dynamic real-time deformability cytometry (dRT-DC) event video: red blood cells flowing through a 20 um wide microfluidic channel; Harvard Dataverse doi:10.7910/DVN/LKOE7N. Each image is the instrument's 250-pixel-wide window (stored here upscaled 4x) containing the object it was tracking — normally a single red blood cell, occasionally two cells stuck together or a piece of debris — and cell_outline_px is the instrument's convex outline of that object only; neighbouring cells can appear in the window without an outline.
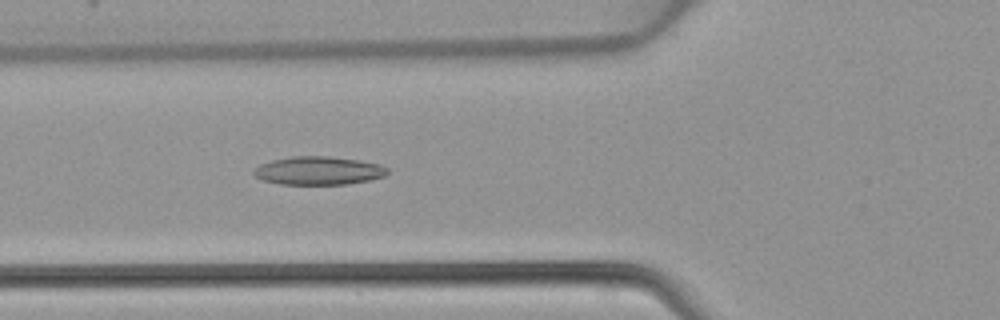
{"species": "common noctule bat (a hibernating species)", "species_latin": "Nyctalus noctula", "temperature_condition": "warm", "stored_images_in_passage": 45, "camera_frame_rate_fps": 3000, "um_per_image_px": 0.085, "animal": {"sex": "female", "body_mass_g": 22.7, "forearm_length_mm": 54.2}, "frame": {"image": 1, "passage_image": 16, "time_ms": 5.0, "image_size_px": [1000, 320], "cell_outline_px": [[388, 172], [384, 176], [368, 180], [348, 184], [280, 184], [264, 180], [256, 176], [252, 172], [260, 164], [272, 160], [292, 156], [328, 156], [360, 160], [380, 164], [388, 168]], "centroid_in_image_um": [27.09, 14.5], "position_along_channel_um": 98.7, "area_um2": 21.96}}
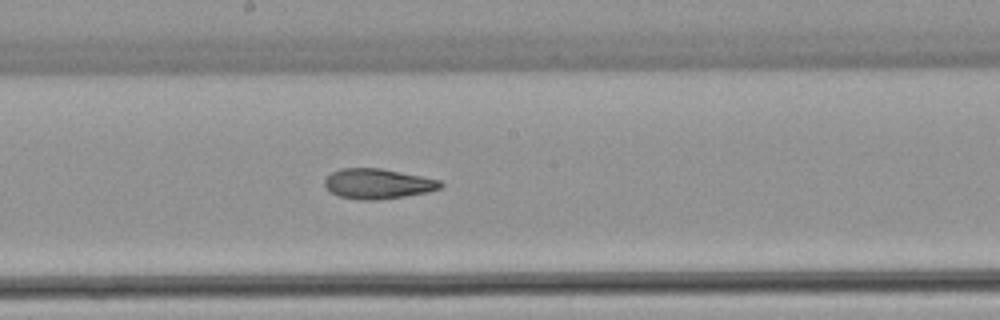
{"frame": {"image": 2, "passage_image": 24, "time_ms": 7.667, "image_size_px": [1000, 320], "cell_outline_px": [[444, 184], [440, 188], [428, 192], [404, 196], [376, 200], [360, 200], [340, 196], [332, 192], [324, 184], [324, 180], [332, 172], [340, 168], [380, 168], [440, 180]], "centroid_in_image_um": [32.11, 15.61], "position_along_channel_um": 216.1, "area_um2": 20.11}}
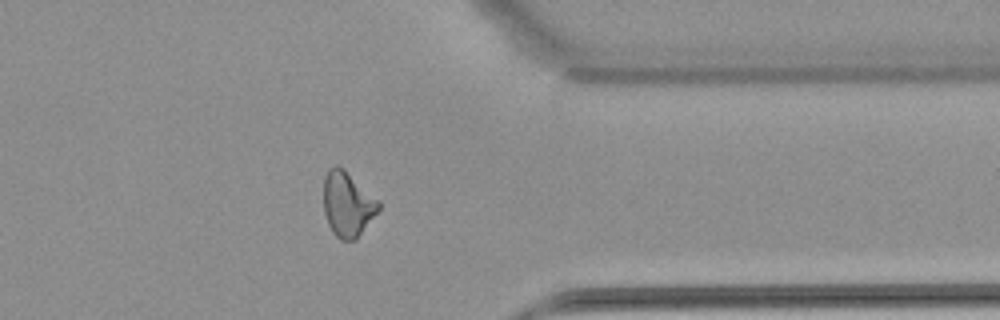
{"frame": {"image": 3, "passage_image": 36, "time_ms": 11.667, "image_size_px": [1000, 320], "cell_outline_px": [[380, 208], [356, 240], [340, 240], [332, 232], [328, 224], [324, 212], [324, 176], [328, 168], [332, 164], [336, 164], [344, 168], [380, 200]], "centroid_in_image_um": [29.54, 17.32], "position_along_channel_um": 381.9, "area_um2": 21.15}}